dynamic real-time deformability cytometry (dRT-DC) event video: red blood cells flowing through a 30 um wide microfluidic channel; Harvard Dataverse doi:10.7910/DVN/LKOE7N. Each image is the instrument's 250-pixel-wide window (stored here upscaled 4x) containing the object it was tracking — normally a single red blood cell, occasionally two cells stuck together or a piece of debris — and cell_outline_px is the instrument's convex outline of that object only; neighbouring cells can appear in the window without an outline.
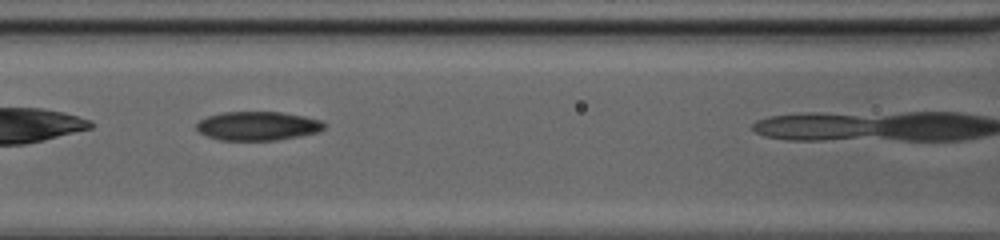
{"species": "common noctule bat (a hibernating species)", "species_latin": "Nyctalus noctula", "temperature_condition": "cold", "stored_images_in_passage": 10, "camera_frame_rate_fps": 3000, "um_per_image_px": 0.085, "animal": {"sex": "female", "body_mass_g": 20.0, "forearm_length_mm": 54.0}, "frame": {"image": 1, "passage_image": 7, "time_ms": 2.0, "image_size_px": [1000, 240], "cell_outline_px": [[324, 128], [316, 132], [276, 140], [220, 140], [208, 136], [200, 132], [196, 128], [196, 124], [200, 120], [208, 116], [224, 112], [280, 112], [304, 116], [320, 120], [324, 124]], "centroid_in_image_um": [21.87, 10.7], "position_along_channel_um": 144.7, "area_um2": 21.15}}